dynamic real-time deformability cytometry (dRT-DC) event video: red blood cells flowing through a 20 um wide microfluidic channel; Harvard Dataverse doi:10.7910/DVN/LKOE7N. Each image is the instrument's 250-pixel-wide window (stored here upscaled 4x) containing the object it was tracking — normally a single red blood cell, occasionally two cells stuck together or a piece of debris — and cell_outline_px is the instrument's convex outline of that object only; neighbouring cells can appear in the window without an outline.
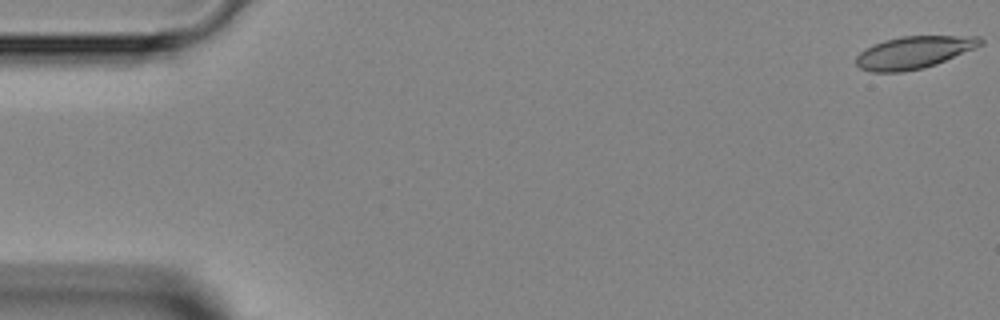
{"species": "Egyptian fruit bat (a non-hibernating species)", "species_latin": "Rousettus aegyptiacus", "temperature_condition": "room temperature", "stored_images_in_passage": 4, "camera_frame_rate_fps": 3000, "um_per_image_px": 0.085, "animal": {"sex": "female"}, "frame": {"image": 1, "passage_image": 1, "time_ms": 0.0, "image_size_px": [1000, 320], "cell_outline_px": [[984, 44], [976, 48], [936, 64], [924, 68], [900, 72], [872, 72], [860, 68], [856, 64], [856, 56], [864, 48], [872, 44], [884, 40], [904, 36], [980, 36], [984, 40]], "centroid_in_image_um": [77.69, 4.45], "position_along_channel_um": 7.3, "area_um2": 23.58}}
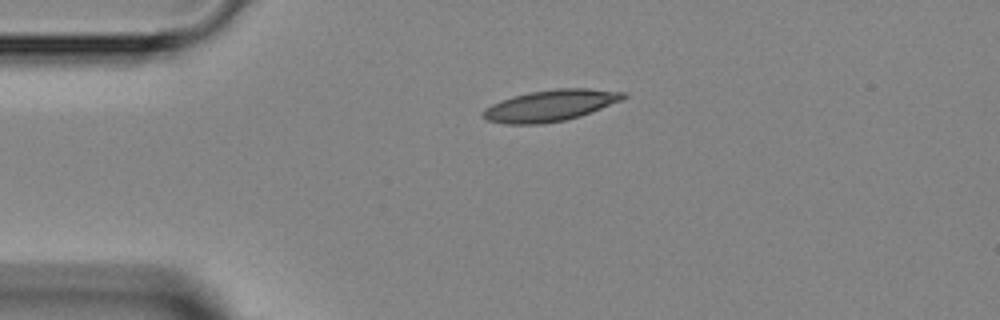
{"frame": {"image": 2, "passage_image": 4, "time_ms": 3.333, "image_size_px": [1000, 320], "cell_outline_px": [[628, 96], [624, 100], [580, 116], [564, 120], [540, 124], [504, 124], [488, 120], [480, 116], [480, 112], [484, 108], [492, 104], [512, 96], [532, 92], [556, 88], [588, 88], [628, 92]], "centroid_in_image_um": [46.8, 8.96], "position_along_channel_um": 38.2, "area_um2": 25.84}}